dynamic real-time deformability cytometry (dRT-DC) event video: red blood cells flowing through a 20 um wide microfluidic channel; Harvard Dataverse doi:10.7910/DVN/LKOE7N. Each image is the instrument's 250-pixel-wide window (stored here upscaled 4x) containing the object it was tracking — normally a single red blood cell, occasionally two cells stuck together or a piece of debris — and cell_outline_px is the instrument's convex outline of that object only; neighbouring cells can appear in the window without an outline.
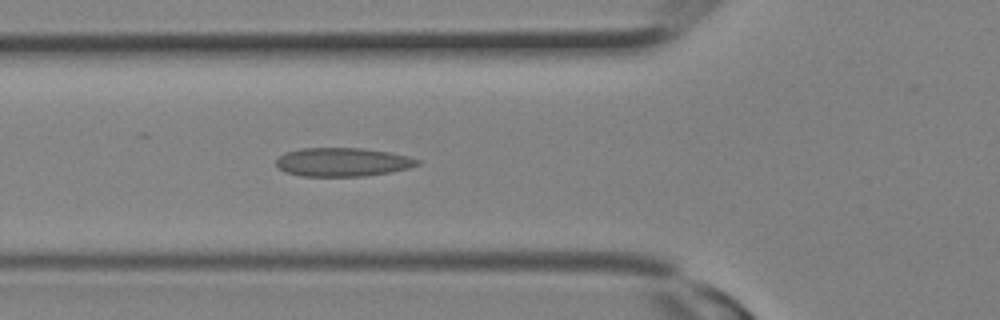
{"species": "Egyptian fruit bat (a non-hibernating species)", "species_latin": "Rousettus aegyptiacus", "temperature_condition": "room temperature", "stored_images_in_passage": 10, "camera_frame_rate_fps": 3000, "um_per_image_px": 0.085, "animal": {"sex": "female"}, "frame": {"image": 1, "passage_image": 10, "time_ms": 3.0, "image_size_px": [1000, 320], "cell_outline_px": [[420, 164], [408, 168], [392, 172], [364, 176], [300, 176], [284, 172], [276, 164], [276, 160], [284, 152], [300, 148], [360, 148], [392, 152], [408, 156], [420, 160]], "centroid_in_image_um": [29.12, 13.77], "position_along_channel_um": 96.7, "area_um2": 23.76}}